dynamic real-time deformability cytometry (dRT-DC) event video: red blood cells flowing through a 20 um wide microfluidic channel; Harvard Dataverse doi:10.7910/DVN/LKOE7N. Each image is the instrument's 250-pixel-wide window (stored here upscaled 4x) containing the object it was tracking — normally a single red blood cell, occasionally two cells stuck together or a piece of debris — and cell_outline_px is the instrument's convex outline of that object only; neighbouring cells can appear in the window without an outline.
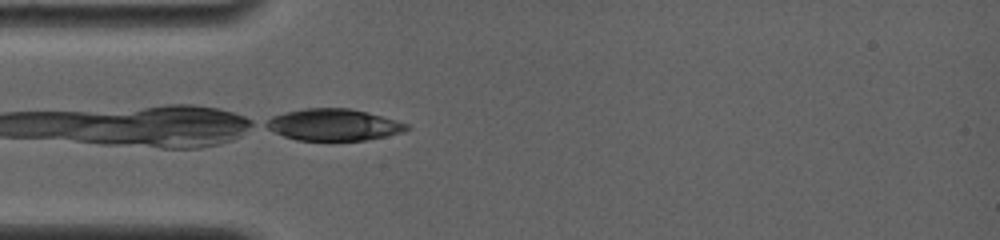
{"species": "common noctule bat (a hibernating species)", "species_latin": "Nyctalus noctula", "temperature_condition": "room temperature", "stored_images_in_passage": 34, "camera_frame_rate_fps": 4000, "um_per_image_px": 0.085, "animal": {"sex": "female", "body_mass_g": 19.0, "forearm_length_mm": 56.7}, "frame": {"image": 1, "passage_image": 1, "time_ms": 0.0, "image_size_px": [1000, 240], "cell_outline_px": [[412, 128], [404, 132], [364, 140], [332, 144], [296, 140], [284, 136], [260, 124], [264, 120], [272, 116], [304, 108], [352, 108], [408, 124]], "centroid_in_image_um": [28.31, 10.65], "position_along_channel_um": 56.7, "area_um2": 26.82}}
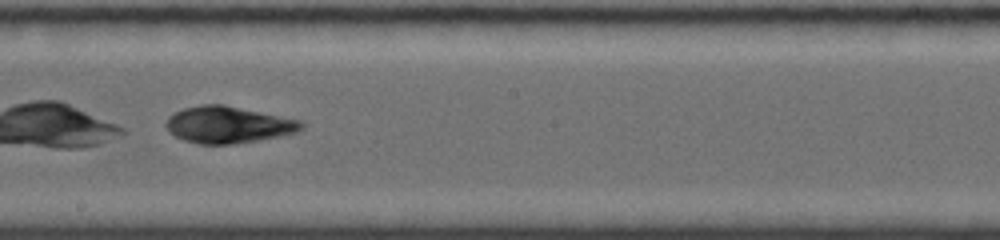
{"frame": {"image": 2, "passage_image": 19, "time_ms": 4.5, "image_size_px": [1000, 240], "cell_outline_px": [[304, 128], [296, 132], [256, 140], [232, 144], [200, 144], [184, 140], [168, 132], [164, 124], [168, 116], [184, 108], [200, 104], [224, 104], [300, 120], [304, 124]], "centroid_in_image_um": [19.35, 10.59], "position_along_channel_um": 228.9, "area_um2": 28.84}}
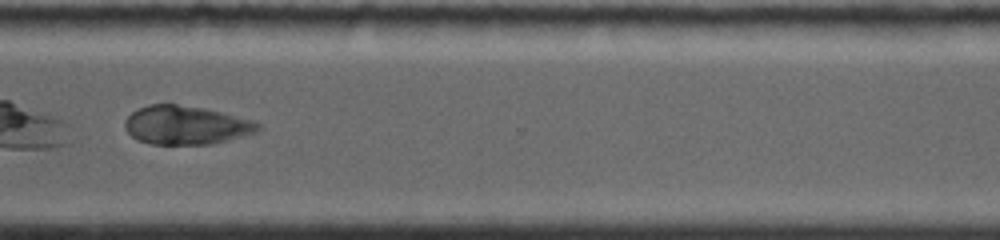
{"frame": {"image": 3, "passage_image": 31, "time_ms": 7.75, "image_size_px": [1000, 240], "cell_outline_px": [[260, 128], [256, 132], [228, 140], [212, 144], [152, 144], [140, 140], [132, 136], [124, 128], [124, 120], [132, 112], [148, 104], [176, 104], [204, 108], [252, 120], [260, 124]], "centroid_in_image_um": [15.79, 10.63], "position_along_channel_um": 354.8, "area_um2": 29.77}}